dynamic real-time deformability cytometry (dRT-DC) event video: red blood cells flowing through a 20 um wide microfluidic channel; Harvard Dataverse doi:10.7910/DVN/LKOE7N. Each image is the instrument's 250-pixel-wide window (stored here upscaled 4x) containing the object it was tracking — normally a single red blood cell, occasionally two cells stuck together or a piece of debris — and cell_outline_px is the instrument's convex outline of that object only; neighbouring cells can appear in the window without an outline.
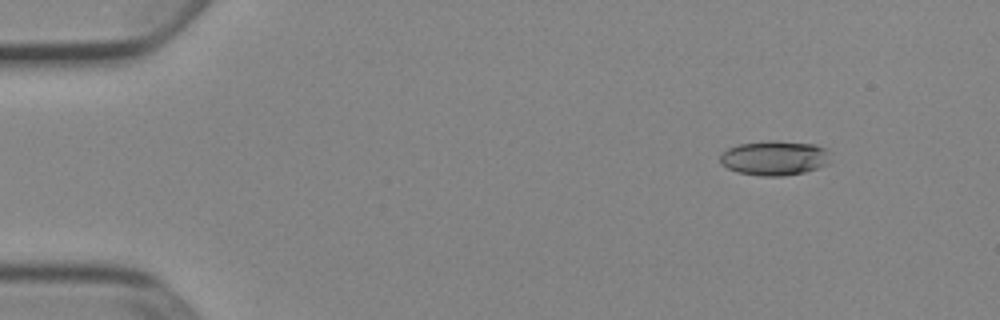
{"species": "Egyptian fruit bat (a non-hibernating species)", "species_latin": "Rousettus aegyptiacus", "temperature_condition": "cold", "stored_images_in_passage": 47, "camera_frame_rate_fps": 3000, "um_per_image_px": 0.085, "animal": {"sex": "female"}, "frame": {"image": 1, "passage_image": 1, "time_ms": 0.0, "image_size_px": [1000, 320], "cell_outline_px": [[828, 164], [820, 168], [804, 172], [784, 176], [760, 176], [736, 172], [720, 164], [720, 156], [728, 148], [740, 144], [768, 140], [776, 140], [816, 144], [828, 148]], "centroid_in_image_um": [65.85, 13.43], "position_along_channel_um": 19.2, "area_um2": 22.54}}
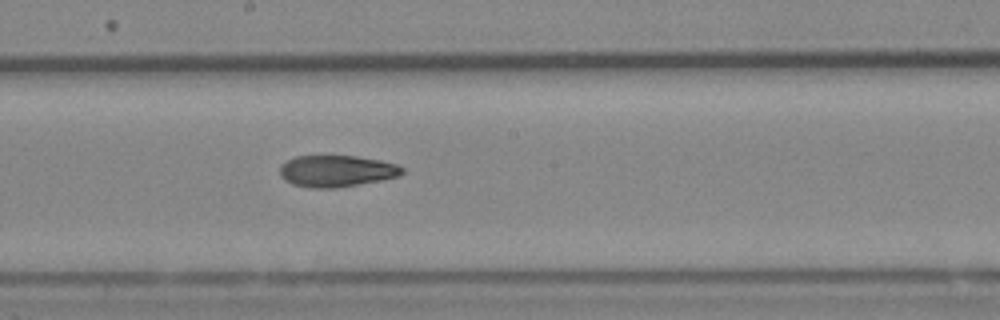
{"frame": {"image": 2, "passage_image": 24, "time_ms": 7.667, "image_size_px": [1000, 320], "cell_outline_px": [[404, 172], [400, 176], [380, 180], [336, 188], [308, 188], [292, 184], [284, 180], [280, 176], [280, 164], [296, 156], [356, 156], [380, 160], [396, 164], [404, 168]], "centroid_in_image_um": [28.59, 14.54], "position_along_channel_um": 219.6, "area_um2": 22.6}}
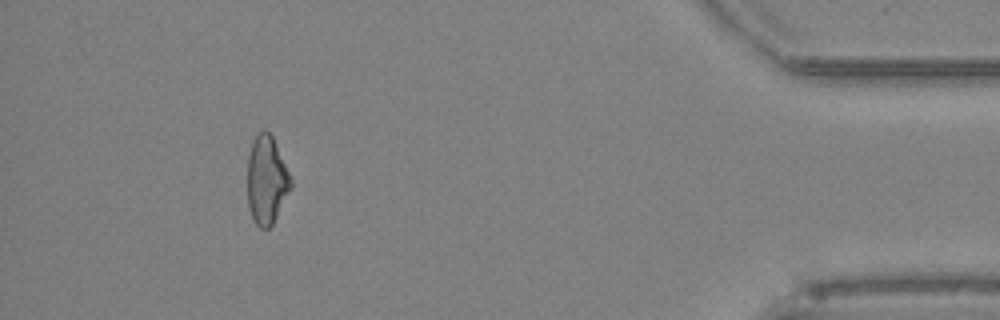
{"frame": {"image": 3, "passage_image": 43, "time_ms": 14.0, "image_size_px": [1000, 320], "cell_outline_px": [[292, 188], [272, 224], [268, 228], [260, 228], [256, 224], [252, 216], [248, 204], [248, 156], [252, 140], [260, 132], [268, 132], [272, 136], [292, 180]], "centroid_in_image_um": [22.66, 15.32], "position_along_channel_um": 412.5, "area_um2": 21.96}, "authors_computed_cell_mechanics": {"area_um2": 22.7154, "velocity_mm_per_s": 3.9303, "shape_relaxation_time_tau1_ms": null, "shape_relaxation_time_tau2_ms": 6.2325, "deformation_change_tau1": null, "deformation_change_tau2": 0.1523}}